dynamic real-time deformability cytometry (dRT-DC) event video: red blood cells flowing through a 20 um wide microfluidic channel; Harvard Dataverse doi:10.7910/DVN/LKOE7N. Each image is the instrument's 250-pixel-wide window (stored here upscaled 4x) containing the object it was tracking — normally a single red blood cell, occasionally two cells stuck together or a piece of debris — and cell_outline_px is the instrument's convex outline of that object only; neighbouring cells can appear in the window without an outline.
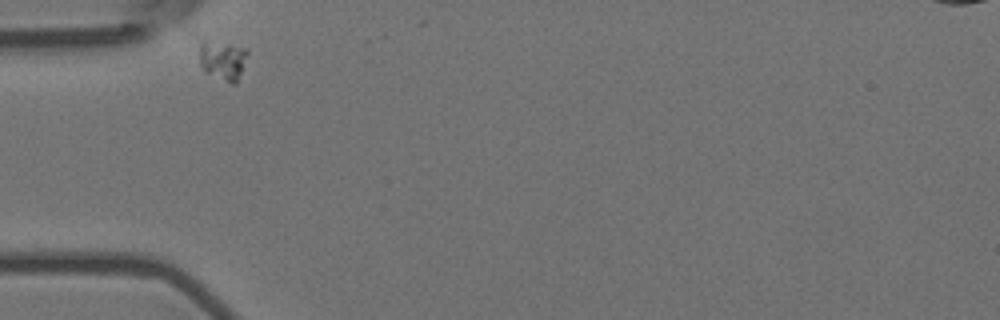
{"species": "Egyptian fruit bat (a non-hibernating species)", "species_latin": "Rousettus aegyptiacus", "temperature_condition": "room temperature", "stored_images_in_passage": 10, "camera_frame_rate_fps": 3000, "um_per_image_px": 0.085, "animal": {"sex": "female"}, "frame": {"image": 1, "passage_image": 1, "time_ms": 0.0, "image_size_px": [1000, 320], "cell_outline_px": [[248, 52], [236, 84], [232, 84], [204, 72], [200, 64], [200, 44], [228, 44], [248, 48]], "centroid_in_image_um": [18.96, 5.18], "position_along_channel_um": 66.0, "area_um2": 10.52}}
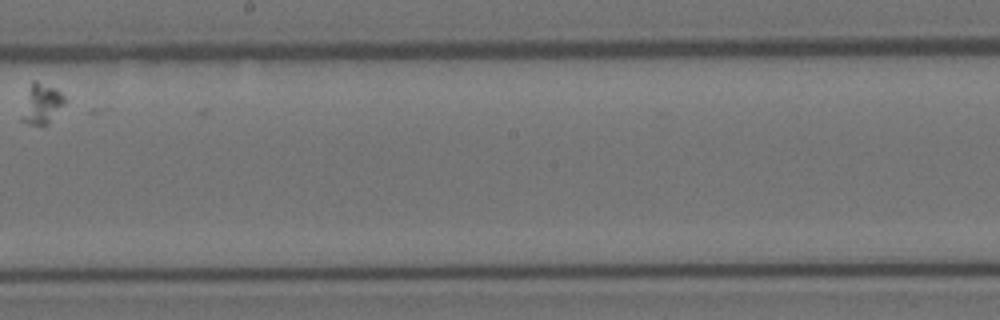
{"frame": {"image": 2, "passage_image": 6, "time_ms": 1.667, "image_size_px": [1000, 320], "cell_outline_px": [[64, 104], [48, 124], [44, 128], [28, 124], [20, 120], [20, 116], [32, 80], [36, 80], [56, 88], [64, 96]], "centroid_in_image_um": [3.52, 8.87], "position_along_channel_um": 244.7, "area_um2": 10.17}}
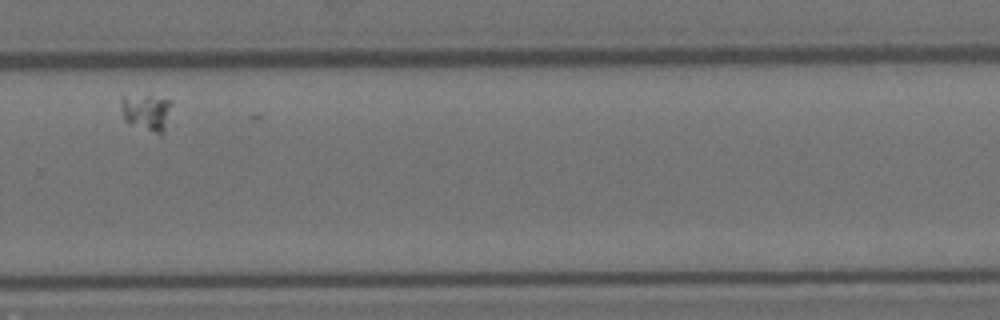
{"frame": {"image": 3, "passage_image": 8, "time_ms": 2.333, "image_size_px": [1000, 320], "cell_outline_px": [[172, 104], [164, 132], [160, 136], [124, 120], [120, 104], [120, 100], [124, 96], [148, 96], [172, 100]], "centroid_in_image_um": [12.47, 9.55], "position_along_channel_um": 317.3, "area_um2": 10.75}}